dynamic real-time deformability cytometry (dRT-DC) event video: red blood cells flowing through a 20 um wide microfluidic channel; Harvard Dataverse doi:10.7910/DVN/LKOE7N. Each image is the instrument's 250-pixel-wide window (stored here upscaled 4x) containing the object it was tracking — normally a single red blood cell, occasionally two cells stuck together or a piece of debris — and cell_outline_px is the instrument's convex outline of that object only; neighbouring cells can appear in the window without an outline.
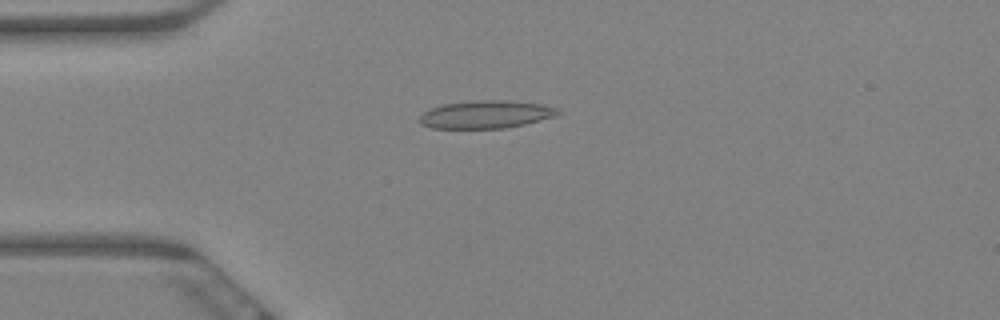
{"species": "Egyptian fruit bat (a non-hibernating species)", "species_latin": "Rousettus aegyptiacus", "temperature_condition": "warm", "stored_images_in_passage": 59, "camera_frame_rate_fps": 3000, "um_per_image_px": 0.085, "animal": {"sex": "female"}, "frame": {"image": 1, "passage_image": 15, "time_ms": 4.667, "image_size_px": [1000, 320], "cell_outline_px": [[564, 112], [552, 116], [524, 124], [504, 128], [432, 128], [420, 124], [416, 120], [424, 112], [432, 108], [444, 104], [476, 100], [508, 100], [540, 104], [556, 108]], "centroid_in_image_um": [41.26, 9.72], "position_along_channel_um": 43.7, "area_um2": 22.25}}
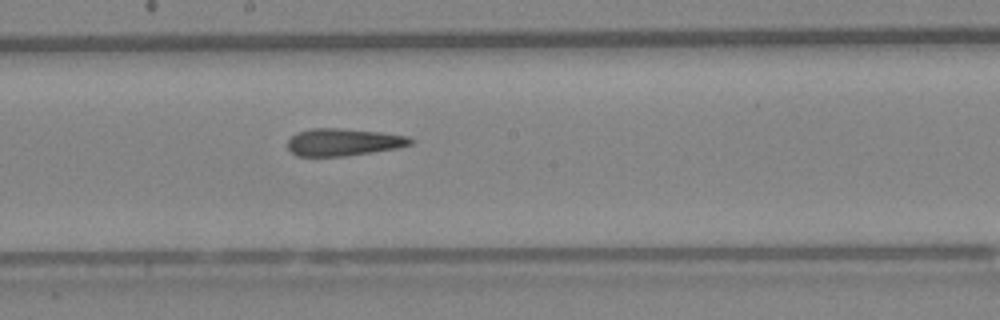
{"frame": {"image": 2, "passage_image": 32, "time_ms": 10.333, "image_size_px": [1000, 320], "cell_outline_px": [[416, 140], [412, 144], [400, 148], [344, 156], [296, 156], [288, 148], [288, 140], [296, 132], [312, 128], [340, 128], [380, 132], [408, 136]], "centroid_in_image_um": [29.22, 12.08], "position_along_channel_um": 219.0, "area_um2": 19.71}}
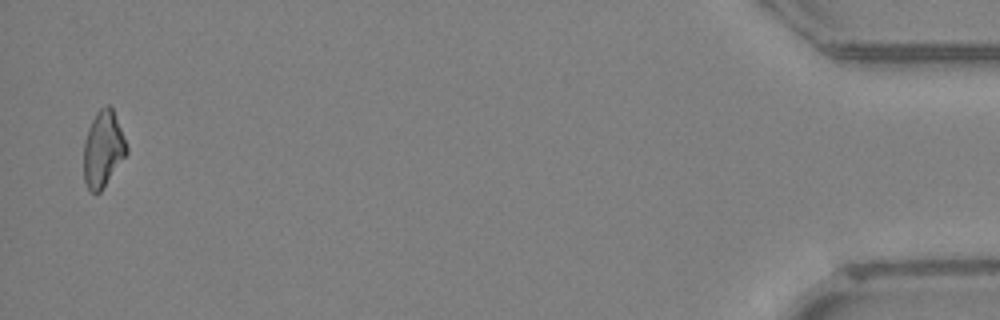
{"frame": {"image": 3, "passage_image": 58, "time_ms": 19.0, "image_size_px": [1000, 320], "cell_outline_px": [[128, 152], [100, 192], [92, 192], [88, 188], [84, 180], [84, 140], [88, 128], [96, 112], [100, 108], [108, 104], [112, 108], [128, 148]], "centroid_in_image_um": [8.75, 12.66], "position_along_channel_um": 426.5, "area_um2": 18.73}, "authors_computed_cell_mechanics": {"area_um2": 20.2878, "velocity_mm_per_s": 3.4409, "shape_relaxation_time_tau1_ms": null, "shape_relaxation_time_tau2_ms": 3.6931, "deformation_change_tau1": null, "deformation_change_tau2": 0.1182}}